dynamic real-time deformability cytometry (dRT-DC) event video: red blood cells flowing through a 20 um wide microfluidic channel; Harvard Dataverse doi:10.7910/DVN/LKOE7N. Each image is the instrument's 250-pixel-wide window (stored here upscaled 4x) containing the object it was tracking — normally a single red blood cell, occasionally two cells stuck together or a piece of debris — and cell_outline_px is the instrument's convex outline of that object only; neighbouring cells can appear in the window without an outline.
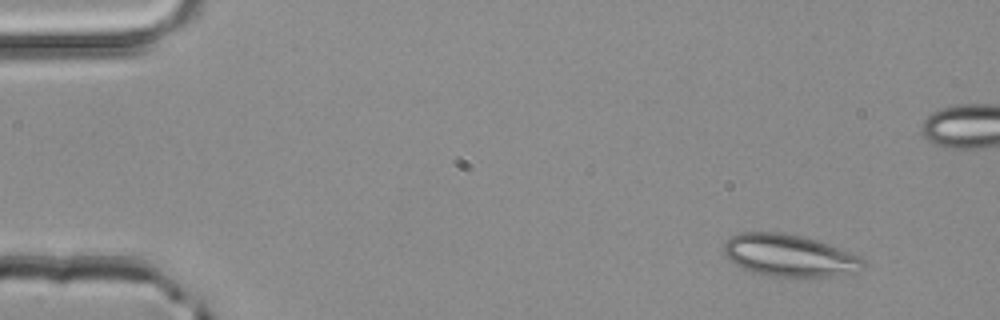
{"species": "common noctule bat (a hibernating species)", "species_latin": "Nyctalus noctula", "temperature_condition": "room temperature", "stored_images_in_passage": 4, "camera_frame_rate_fps": 3000, "um_per_image_px": 0.085, "animal": {"sex": "male", "body_mass_g": 20.4}, "frame": {"image": 1, "passage_image": 1, "time_ms": 0.0, "image_size_px": [1000, 320], "cell_outline_px": [[864, 264], [856, 272], [828, 276], [776, 276], [756, 272], [744, 268], [736, 264], [724, 256], [724, 244], [732, 236], [740, 232], [784, 232], [804, 236], [840, 248], [860, 256], [864, 260]], "centroid_in_image_um": [67.09, 21.69], "position_along_channel_um": 17.9, "area_um2": 33.76}}